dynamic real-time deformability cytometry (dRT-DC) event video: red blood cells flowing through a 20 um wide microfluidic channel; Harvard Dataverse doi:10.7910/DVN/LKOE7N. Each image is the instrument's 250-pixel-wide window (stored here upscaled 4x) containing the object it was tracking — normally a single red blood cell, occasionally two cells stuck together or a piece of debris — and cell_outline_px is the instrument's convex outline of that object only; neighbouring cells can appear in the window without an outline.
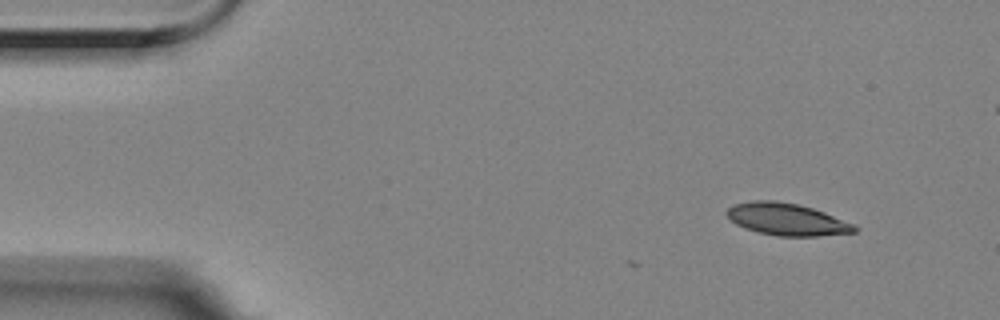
{"species": "Egyptian fruit bat (a non-hibernating species)", "species_latin": "Rousettus aegyptiacus", "temperature_condition": "room temperature", "stored_images_in_passage": 4, "camera_frame_rate_fps": 3000, "um_per_image_px": 0.085, "animal": {"sex": "female"}, "frame": {"image": 1, "passage_image": 1, "time_ms": 0.0, "image_size_px": [1000, 320], "cell_outline_px": [[860, 228], [856, 232], [816, 236], [776, 236], [744, 228], [736, 224], [724, 212], [732, 204], [752, 200], [776, 200], [796, 204], [812, 208], [824, 212], [856, 224]], "centroid_in_image_um": [66.89, 18.64], "position_along_channel_um": 18.1, "area_um2": 24.04}}